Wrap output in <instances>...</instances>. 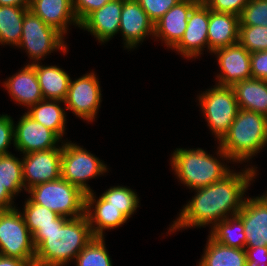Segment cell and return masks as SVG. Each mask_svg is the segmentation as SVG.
Segmentation results:
<instances>
[{
	"label": "cell",
	"instance_id": "6da1fadb",
	"mask_svg": "<svg viewBox=\"0 0 267 266\" xmlns=\"http://www.w3.org/2000/svg\"><path fill=\"white\" fill-rule=\"evenodd\" d=\"M255 175V167L238 173L231 171L222 180L195 189L197 194L184 206L177 220L169 228L170 232L211 223L215 226L219 221L228 218L230 212L231 216H235L243 206L245 192Z\"/></svg>",
	"mask_w": 267,
	"mask_h": 266
},
{
	"label": "cell",
	"instance_id": "7a4b0ae2",
	"mask_svg": "<svg viewBox=\"0 0 267 266\" xmlns=\"http://www.w3.org/2000/svg\"><path fill=\"white\" fill-rule=\"evenodd\" d=\"M94 238L85 215L59 216L55 225L40 227L33 234L36 248L34 266H63Z\"/></svg>",
	"mask_w": 267,
	"mask_h": 266
},
{
	"label": "cell",
	"instance_id": "3957f363",
	"mask_svg": "<svg viewBox=\"0 0 267 266\" xmlns=\"http://www.w3.org/2000/svg\"><path fill=\"white\" fill-rule=\"evenodd\" d=\"M217 149L225 160L243 162L253 157L267 143V116L239 109Z\"/></svg>",
	"mask_w": 267,
	"mask_h": 266
},
{
	"label": "cell",
	"instance_id": "277c9868",
	"mask_svg": "<svg viewBox=\"0 0 267 266\" xmlns=\"http://www.w3.org/2000/svg\"><path fill=\"white\" fill-rule=\"evenodd\" d=\"M171 166L181 183L193 189L207 187L222 180L231 170L203 149L177 148L172 154Z\"/></svg>",
	"mask_w": 267,
	"mask_h": 266
},
{
	"label": "cell",
	"instance_id": "5b68a950",
	"mask_svg": "<svg viewBox=\"0 0 267 266\" xmlns=\"http://www.w3.org/2000/svg\"><path fill=\"white\" fill-rule=\"evenodd\" d=\"M32 203L44 206L62 217L85 215L86 194L63 178L38 184L29 190Z\"/></svg>",
	"mask_w": 267,
	"mask_h": 266
},
{
	"label": "cell",
	"instance_id": "8992f818",
	"mask_svg": "<svg viewBox=\"0 0 267 266\" xmlns=\"http://www.w3.org/2000/svg\"><path fill=\"white\" fill-rule=\"evenodd\" d=\"M35 253L33 235L21 212L16 208L0 210V255L35 261Z\"/></svg>",
	"mask_w": 267,
	"mask_h": 266
},
{
	"label": "cell",
	"instance_id": "52a82bcc",
	"mask_svg": "<svg viewBox=\"0 0 267 266\" xmlns=\"http://www.w3.org/2000/svg\"><path fill=\"white\" fill-rule=\"evenodd\" d=\"M198 100L212 134L220 141L239 110L232 87L216 85L202 93Z\"/></svg>",
	"mask_w": 267,
	"mask_h": 266
},
{
	"label": "cell",
	"instance_id": "ba28073f",
	"mask_svg": "<svg viewBox=\"0 0 267 266\" xmlns=\"http://www.w3.org/2000/svg\"><path fill=\"white\" fill-rule=\"evenodd\" d=\"M107 172L106 164L77 144L64 142L61 155V178L80 188L85 194L92 192L86 180Z\"/></svg>",
	"mask_w": 267,
	"mask_h": 266
},
{
	"label": "cell",
	"instance_id": "9c48e42d",
	"mask_svg": "<svg viewBox=\"0 0 267 266\" xmlns=\"http://www.w3.org/2000/svg\"><path fill=\"white\" fill-rule=\"evenodd\" d=\"M63 37L55 28L44 23L29 10L23 19L22 36L18 47H23L27 51L30 59L34 60L31 64H34L55 49H61L65 54L67 47Z\"/></svg>",
	"mask_w": 267,
	"mask_h": 266
},
{
	"label": "cell",
	"instance_id": "30bf717a",
	"mask_svg": "<svg viewBox=\"0 0 267 266\" xmlns=\"http://www.w3.org/2000/svg\"><path fill=\"white\" fill-rule=\"evenodd\" d=\"M98 78L92 73L72 81L64 103L66 110H71L76 116L86 120H95V116L101 103V90Z\"/></svg>",
	"mask_w": 267,
	"mask_h": 266
},
{
	"label": "cell",
	"instance_id": "8fae6325",
	"mask_svg": "<svg viewBox=\"0 0 267 266\" xmlns=\"http://www.w3.org/2000/svg\"><path fill=\"white\" fill-rule=\"evenodd\" d=\"M62 148L27 153L22 159L25 191L45 182L61 178Z\"/></svg>",
	"mask_w": 267,
	"mask_h": 266
},
{
	"label": "cell",
	"instance_id": "7c38bea8",
	"mask_svg": "<svg viewBox=\"0 0 267 266\" xmlns=\"http://www.w3.org/2000/svg\"><path fill=\"white\" fill-rule=\"evenodd\" d=\"M60 138L54 131L36 122L27 112L20 118L14 126L13 145L18 151L24 154L44 151L56 147Z\"/></svg>",
	"mask_w": 267,
	"mask_h": 266
},
{
	"label": "cell",
	"instance_id": "4fadbf2b",
	"mask_svg": "<svg viewBox=\"0 0 267 266\" xmlns=\"http://www.w3.org/2000/svg\"><path fill=\"white\" fill-rule=\"evenodd\" d=\"M213 53L218 57V65L221 69V73L216 78L218 79L217 85L232 86L236 82L252 78L251 53L239 42Z\"/></svg>",
	"mask_w": 267,
	"mask_h": 266
},
{
	"label": "cell",
	"instance_id": "5bb4252c",
	"mask_svg": "<svg viewBox=\"0 0 267 266\" xmlns=\"http://www.w3.org/2000/svg\"><path fill=\"white\" fill-rule=\"evenodd\" d=\"M209 8L199 2L190 12L181 40L172 48L186 58H196L208 47Z\"/></svg>",
	"mask_w": 267,
	"mask_h": 266
},
{
	"label": "cell",
	"instance_id": "9a60e30c",
	"mask_svg": "<svg viewBox=\"0 0 267 266\" xmlns=\"http://www.w3.org/2000/svg\"><path fill=\"white\" fill-rule=\"evenodd\" d=\"M236 215L243 222L245 247L267 246V192L260 197L245 198Z\"/></svg>",
	"mask_w": 267,
	"mask_h": 266
},
{
	"label": "cell",
	"instance_id": "2e32d148",
	"mask_svg": "<svg viewBox=\"0 0 267 266\" xmlns=\"http://www.w3.org/2000/svg\"><path fill=\"white\" fill-rule=\"evenodd\" d=\"M119 31L125 47H136L148 35H154V23L137 0H123Z\"/></svg>",
	"mask_w": 267,
	"mask_h": 266
},
{
	"label": "cell",
	"instance_id": "e0dca14e",
	"mask_svg": "<svg viewBox=\"0 0 267 266\" xmlns=\"http://www.w3.org/2000/svg\"><path fill=\"white\" fill-rule=\"evenodd\" d=\"M198 3L197 0L179 1L154 23V36L173 48L183 37L190 12Z\"/></svg>",
	"mask_w": 267,
	"mask_h": 266
},
{
	"label": "cell",
	"instance_id": "ac0fdd59",
	"mask_svg": "<svg viewBox=\"0 0 267 266\" xmlns=\"http://www.w3.org/2000/svg\"><path fill=\"white\" fill-rule=\"evenodd\" d=\"M123 0H112L91 12L80 28L91 32L98 41H109L119 31Z\"/></svg>",
	"mask_w": 267,
	"mask_h": 266
},
{
	"label": "cell",
	"instance_id": "d6986e66",
	"mask_svg": "<svg viewBox=\"0 0 267 266\" xmlns=\"http://www.w3.org/2000/svg\"><path fill=\"white\" fill-rule=\"evenodd\" d=\"M91 207H93L94 210H92ZM85 216L94 237H103L105 229L117 228L118 226L126 223L128 220V218L119 209L109 205V203L101 196L98 200H96L93 192L86 194Z\"/></svg>",
	"mask_w": 267,
	"mask_h": 266
},
{
	"label": "cell",
	"instance_id": "ffe728a7",
	"mask_svg": "<svg viewBox=\"0 0 267 266\" xmlns=\"http://www.w3.org/2000/svg\"><path fill=\"white\" fill-rule=\"evenodd\" d=\"M30 10L63 36L68 30V23L80 27L73 9V0H31Z\"/></svg>",
	"mask_w": 267,
	"mask_h": 266
},
{
	"label": "cell",
	"instance_id": "44dd1931",
	"mask_svg": "<svg viewBox=\"0 0 267 266\" xmlns=\"http://www.w3.org/2000/svg\"><path fill=\"white\" fill-rule=\"evenodd\" d=\"M4 87L14 101L28 108L44 100L35 72V63L27 64L16 75L9 77L4 82Z\"/></svg>",
	"mask_w": 267,
	"mask_h": 266
},
{
	"label": "cell",
	"instance_id": "7402d4cb",
	"mask_svg": "<svg viewBox=\"0 0 267 266\" xmlns=\"http://www.w3.org/2000/svg\"><path fill=\"white\" fill-rule=\"evenodd\" d=\"M239 16L209 9L208 49L211 53L238 42Z\"/></svg>",
	"mask_w": 267,
	"mask_h": 266
},
{
	"label": "cell",
	"instance_id": "603a6c76",
	"mask_svg": "<svg viewBox=\"0 0 267 266\" xmlns=\"http://www.w3.org/2000/svg\"><path fill=\"white\" fill-rule=\"evenodd\" d=\"M239 109L267 116V80L249 78L232 86Z\"/></svg>",
	"mask_w": 267,
	"mask_h": 266
},
{
	"label": "cell",
	"instance_id": "cb8c5ba5",
	"mask_svg": "<svg viewBox=\"0 0 267 266\" xmlns=\"http://www.w3.org/2000/svg\"><path fill=\"white\" fill-rule=\"evenodd\" d=\"M35 72L43 98L64 102L69 88L70 76L62 68L44 66L38 62L35 63Z\"/></svg>",
	"mask_w": 267,
	"mask_h": 266
},
{
	"label": "cell",
	"instance_id": "d4e9b609",
	"mask_svg": "<svg viewBox=\"0 0 267 266\" xmlns=\"http://www.w3.org/2000/svg\"><path fill=\"white\" fill-rule=\"evenodd\" d=\"M199 266H246L245 249L224 246L210 236Z\"/></svg>",
	"mask_w": 267,
	"mask_h": 266
},
{
	"label": "cell",
	"instance_id": "484cf974",
	"mask_svg": "<svg viewBox=\"0 0 267 266\" xmlns=\"http://www.w3.org/2000/svg\"><path fill=\"white\" fill-rule=\"evenodd\" d=\"M59 100H42L31 106L27 112L36 122L41 123L46 128L54 131L60 138L64 134L66 113L59 106ZM58 104V105H57Z\"/></svg>",
	"mask_w": 267,
	"mask_h": 266
},
{
	"label": "cell",
	"instance_id": "4316f807",
	"mask_svg": "<svg viewBox=\"0 0 267 266\" xmlns=\"http://www.w3.org/2000/svg\"><path fill=\"white\" fill-rule=\"evenodd\" d=\"M30 9L0 6V44L19 45L25 14Z\"/></svg>",
	"mask_w": 267,
	"mask_h": 266
},
{
	"label": "cell",
	"instance_id": "83f0119b",
	"mask_svg": "<svg viewBox=\"0 0 267 266\" xmlns=\"http://www.w3.org/2000/svg\"><path fill=\"white\" fill-rule=\"evenodd\" d=\"M212 227L210 237L214 241L224 246L245 249L246 236L243 222L237 215L219 221Z\"/></svg>",
	"mask_w": 267,
	"mask_h": 266
},
{
	"label": "cell",
	"instance_id": "f1b7e54d",
	"mask_svg": "<svg viewBox=\"0 0 267 266\" xmlns=\"http://www.w3.org/2000/svg\"><path fill=\"white\" fill-rule=\"evenodd\" d=\"M0 182L13 197L18 195L21 189L25 190L22 161L11 153L0 156Z\"/></svg>",
	"mask_w": 267,
	"mask_h": 266
},
{
	"label": "cell",
	"instance_id": "f546056e",
	"mask_svg": "<svg viewBox=\"0 0 267 266\" xmlns=\"http://www.w3.org/2000/svg\"><path fill=\"white\" fill-rule=\"evenodd\" d=\"M101 197L119 209L128 219L139 207V198L137 194L130 188L123 186L111 187L104 192Z\"/></svg>",
	"mask_w": 267,
	"mask_h": 266
},
{
	"label": "cell",
	"instance_id": "4dcf8cb0",
	"mask_svg": "<svg viewBox=\"0 0 267 266\" xmlns=\"http://www.w3.org/2000/svg\"><path fill=\"white\" fill-rule=\"evenodd\" d=\"M104 237H94L76 256V266H112Z\"/></svg>",
	"mask_w": 267,
	"mask_h": 266
},
{
	"label": "cell",
	"instance_id": "1f68e13d",
	"mask_svg": "<svg viewBox=\"0 0 267 266\" xmlns=\"http://www.w3.org/2000/svg\"><path fill=\"white\" fill-rule=\"evenodd\" d=\"M21 214L32 235L42 226L55 225V220L60 216L44 206L32 203L29 199L25 202Z\"/></svg>",
	"mask_w": 267,
	"mask_h": 266
},
{
	"label": "cell",
	"instance_id": "d6a6232c",
	"mask_svg": "<svg viewBox=\"0 0 267 266\" xmlns=\"http://www.w3.org/2000/svg\"><path fill=\"white\" fill-rule=\"evenodd\" d=\"M238 42L250 53L267 51V26H239Z\"/></svg>",
	"mask_w": 267,
	"mask_h": 266
},
{
	"label": "cell",
	"instance_id": "836d02e7",
	"mask_svg": "<svg viewBox=\"0 0 267 266\" xmlns=\"http://www.w3.org/2000/svg\"><path fill=\"white\" fill-rule=\"evenodd\" d=\"M239 22V26H267V0H249Z\"/></svg>",
	"mask_w": 267,
	"mask_h": 266
},
{
	"label": "cell",
	"instance_id": "e575fe53",
	"mask_svg": "<svg viewBox=\"0 0 267 266\" xmlns=\"http://www.w3.org/2000/svg\"><path fill=\"white\" fill-rule=\"evenodd\" d=\"M149 19L156 23L171 7L181 0H137Z\"/></svg>",
	"mask_w": 267,
	"mask_h": 266
},
{
	"label": "cell",
	"instance_id": "d590c367",
	"mask_svg": "<svg viewBox=\"0 0 267 266\" xmlns=\"http://www.w3.org/2000/svg\"><path fill=\"white\" fill-rule=\"evenodd\" d=\"M249 0H204L203 3L212 11L232 13L240 16Z\"/></svg>",
	"mask_w": 267,
	"mask_h": 266
},
{
	"label": "cell",
	"instance_id": "8d00e7d4",
	"mask_svg": "<svg viewBox=\"0 0 267 266\" xmlns=\"http://www.w3.org/2000/svg\"><path fill=\"white\" fill-rule=\"evenodd\" d=\"M11 141L14 142V122L10 116L0 115V156L9 154Z\"/></svg>",
	"mask_w": 267,
	"mask_h": 266
},
{
	"label": "cell",
	"instance_id": "74e56055",
	"mask_svg": "<svg viewBox=\"0 0 267 266\" xmlns=\"http://www.w3.org/2000/svg\"><path fill=\"white\" fill-rule=\"evenodd\" d=\"M112 0H73V9L79 24L94 10Z\"/></svg>",
	"mask_w": 267,
	"mask_h": 266
},
{
	"label": "cell",
	"instance_id": "f35d334b",
	"mask_svg": "<svg viewBox=\"0 0 267 266\" xmlns=\"http://www.w3.org/2000/svg\"><path fill=\"white\" fill-rule=\"evenodd\" d=\"M251 76L259 80H267V51L251 53Z\"/></svg>",
	"mask_w": 267,
	"mask_h": 266
},
{
	"label": "cell",
	"instance_id": "ab89813d",
	"mask_svg": "<svg viewBox=\"0 0 267 266\" xmlns=\"http://www.w3.org/2000/svg\"><path fill=\"white\" fill-rule=\"evenodd\" d=\"M246 266H267V246L246 247Z\"/></svg>",
	"mask_w": 267,
	"mask_h": 266
},
{
	"label": "cell",
	"instance_id": "60d3db41",
	"mask_svg": "<svg viewBox=\"0 0 267 266\" xmlns=\"http://www.w3.org/2000/svg\"><path fill=\"white\" fill-rule=\"evenodd\" d=\"M13 196L7 191L5 186L0 182V210H9L15 208L12 206Z\"/></svg>",
	"mask_w": 267,
	"mask_h": 266
},
{
	"label": "cell",
	"instance_id": "b9f144b4",
	"mask_svg": "<svg viewBox=\"0 0 267 266\" xmlns=\"http://www.w3.org/2000/svg\"><path fill=\"white\" fill-rule=\"evenodd\" d=\"M0 266H34V261H26L0 255Z\"/></svg>",
	"mask_w": 267,
	"mask_h": 266
},
{
	"label": "cell",
	"instance_id": "7bdbcfd3",
	"mask_svg": "<svg viewBox=\"0 0 267 266\" xmlns=\"http://www.w3.org/2000/svg\"><path fill=\"white\" fill-rule=\"evenodd\" d=\"M0 6H15L30 9L31 0H0Z\"/></svg>",
	"mask_w": 267,
	"mask_h": 266
}]
</instances>
